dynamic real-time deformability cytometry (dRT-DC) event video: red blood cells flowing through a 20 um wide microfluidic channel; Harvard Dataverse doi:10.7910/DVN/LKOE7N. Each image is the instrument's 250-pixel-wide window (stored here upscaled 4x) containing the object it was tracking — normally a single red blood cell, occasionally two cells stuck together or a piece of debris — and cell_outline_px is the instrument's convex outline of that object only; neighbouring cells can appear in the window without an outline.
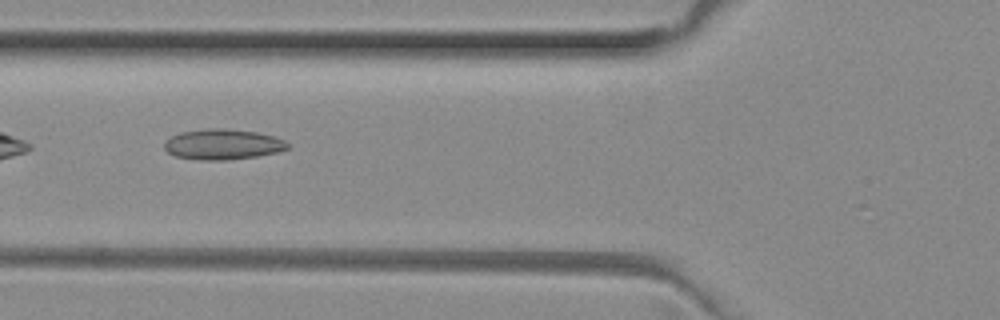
{"species": "common noctule bat (a hibernating species)", "species_latin": "Nyctalus noctula", "temperature_condition": "room temperature", "stored_images_in_passage": 28, "camera_frame_rate_fps": 3000, "um_per_image_px": 0.085, "animal": {"sex": "female", "body_mass_g": 29.2, "forearm_length_mm": 56.3}, "frame": {"image": 1, "passage_image": 4, "time_ms": 1.0, "image_size_px": [1000, 320], "cell_outline_px": [[288, 148], [280, 152], [256, 156], [228, 160], [200, 160], [176, 156], [168, 152], [164, 148], [164, 140], [180, 132], [204, 128], [224, 128], [256, 132], [272, 136], [284, 140], [288, 144]], "centroid_in_image_um": [18.91, 12.26], "position_along_channel_um": 106.9, "area_um2": 21.96}}
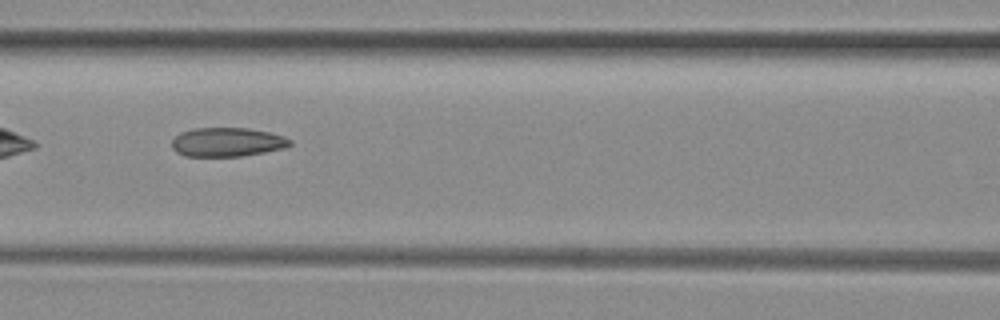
{"frame": {"image": 2, "passage_image": 7, "time_ms": 2.0, "image_size_px": [1000, 320], "cell_outline_px": [[292, 144], [284, 148], [264, 152], [240, 156], [184, 156], [176, 152], [172, 148], [172, 140], [180, 132], [192, 128], [248, 128], [268, 132], [284, 136], [292, 140]], "centroid_in_image_um": [19.3, 12.07], "position_along_channel_um": 147.3, "area_um2": 20.0}}
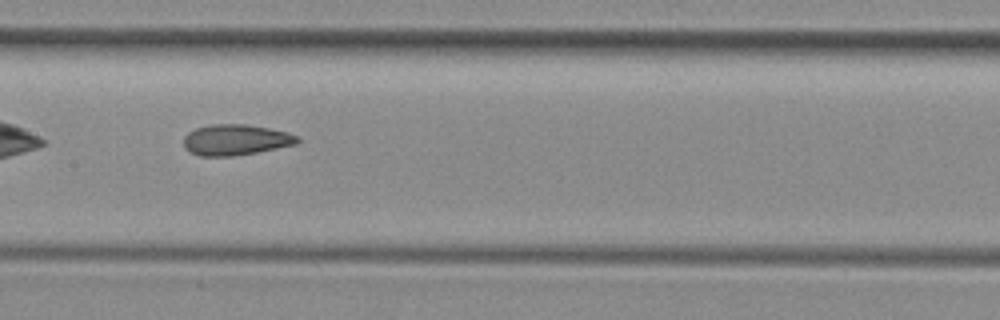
{"frame": {"image": 3, "passage_image": 10, "time_ms": 3.0, "image_size_px": [1000, 320], "cell_outline_px": [[300, 140], [296, 144], [256, 152], [232, 156], [200, 156], [184, 148], [184, 136], [188, 132], [196, 128], [212, 124], [248, 124], [288, 132], [296, 136]], "centroid_in_image_um": [20.01, 11.88], "position_along_channel_um": 187.4, "area_um2": 20.29}, "authors_computed_cell_mechanics": {"area_um2": 19.9988, "velocity_mm_per_s": 4.0086, "shape_relaxation_time_tau1_ms": null, "shape_relaxation_time_tau2_ms": 1.9642, "deformation_change_tau1": null, "deformation_change_tau2": 0.0914}}